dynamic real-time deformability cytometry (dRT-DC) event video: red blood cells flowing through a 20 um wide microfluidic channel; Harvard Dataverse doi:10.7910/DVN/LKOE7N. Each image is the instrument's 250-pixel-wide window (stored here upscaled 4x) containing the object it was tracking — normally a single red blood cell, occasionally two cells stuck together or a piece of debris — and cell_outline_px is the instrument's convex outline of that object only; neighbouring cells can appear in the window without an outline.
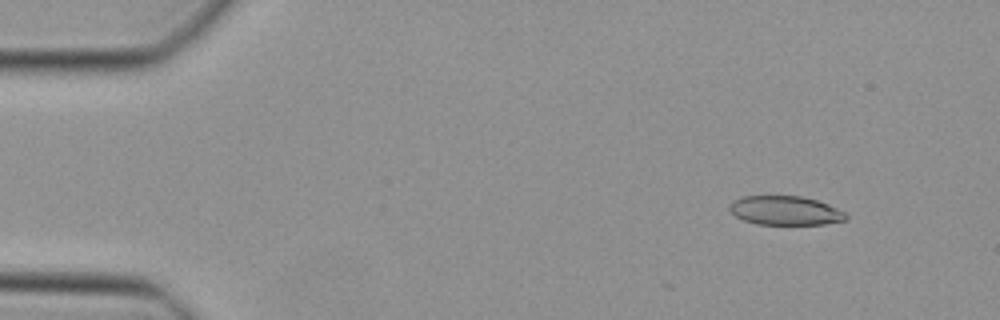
{"species": "Egyptian fruit bat (a non-hibernating species)", "species_latin": "Rousettus aegyptiacus", "temperature_condition": "cold", "stored_images_in_passage": 8, "camera_frame_rate_fps": 3000, "um_per_image_px": 0.085, "animal": {"sex": "female"}, "frame": {"image": 1, "passage_image": 5, "time_ms": 1.333, "image_size_px": [1000, 320], "cell_outline_px": [[848, 216], [844, 220], [824, 224], [756, 224], [744, 220], [736, 216], [728, 208], [732, 200], [744, 196], [800, 196], [816, 200], [828, 204], [844, 212]], "centroid_in_image_um": [66.72, 17.89], "position_along_channel_um": 18.3, "area_um2": 19.54}}